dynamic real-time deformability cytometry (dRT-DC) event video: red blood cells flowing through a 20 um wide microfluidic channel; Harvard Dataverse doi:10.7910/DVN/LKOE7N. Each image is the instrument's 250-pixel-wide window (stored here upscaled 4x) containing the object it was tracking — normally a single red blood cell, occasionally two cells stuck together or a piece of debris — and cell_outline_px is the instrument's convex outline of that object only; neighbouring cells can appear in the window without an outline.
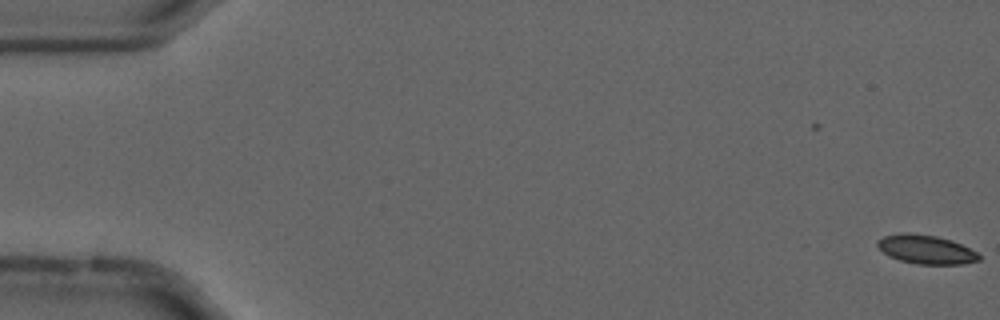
{"species": "common noctule bat (a hibernating species)", "species_latin": "Nyctalus noctula", "temperature_condition": "cold", "stored_images_in_passage": 3, "camera_frame_rate_fps": 3000, "um_per_image_px": 0.085, "animal": {"sex": "male", "forearm_length_mm": 52.5}, "frame": {"image": 1, "passage_image": 3, "time_ms": 0.667, "image_size_px": [1000, 320], "cell_outline_px": [[980, 260], [964, 264], [920, 264], [900, 260], [888, 256], [876, 244], [876, 240], [884, 236], [904, 232], [908, 232], [936, 236], [952, 240], [976, 252], [980, 256]], "centroid_in_image_um": [78.7, 21.19], "position_along_channel_um": 6.3, "area_um2": 16.99}}